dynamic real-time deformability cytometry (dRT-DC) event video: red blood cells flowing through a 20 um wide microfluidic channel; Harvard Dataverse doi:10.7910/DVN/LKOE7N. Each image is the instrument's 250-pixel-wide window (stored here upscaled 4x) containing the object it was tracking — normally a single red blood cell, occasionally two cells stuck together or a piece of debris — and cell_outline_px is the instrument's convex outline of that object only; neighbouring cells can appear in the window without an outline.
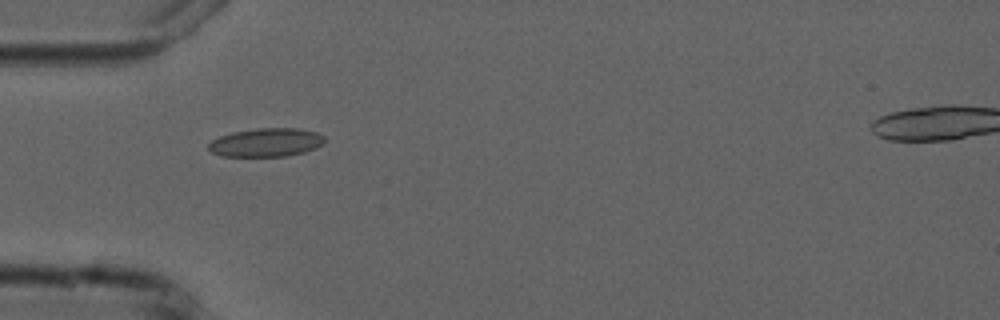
{"species": "common noctule bat (a hibernating species)", "species_latin": "Nyctalus noctula", "temperature_condition": "cold", "stored_images_in_passage": 7, "camera_frame_rate_fps": 3000, "um_per_image_px": 0.085, "animal": {"sex": "male", "forearm_length_mm": 52.5}, "frame": {"image": 1, "passage_image": 5, "time_ms": 5.0, "image_size_px": [1000, 320], "cell_outline_px": [[324, 144], [316, 148], [304, 152], [288, 156], [220, 156], [212, 152], [208, 148], [208, 144], [212, 140], [220, 136], [232, 132], [256, 128], [300, 128], [316, 132], [324, 136]], "centroid_in_image_um": [22.64, 12.1], "position_along_channel_um": 62.4, "area_um2": 19.42}}
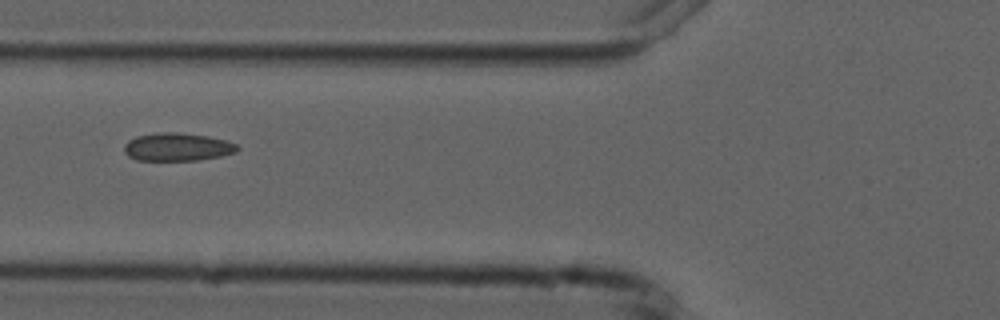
{"frame": {"image": 2, "passage_image": 6, "time_ms": 6.333, "image_size_px": [1000, 320], "cell_outline_px": [[240, 148], [236, 152], [220, 156], [196, 160], [136, 160], [128, 156], [124, 152], [124, 144], [128, 140], [136, 136], [160, 132], [176, 132], [208, 136], [224, 140], [236, 144]], "centroid_in_image_um": [15.04, 12.49], "position_along_channel_um": 110.8, "area_um2": 18.44}}
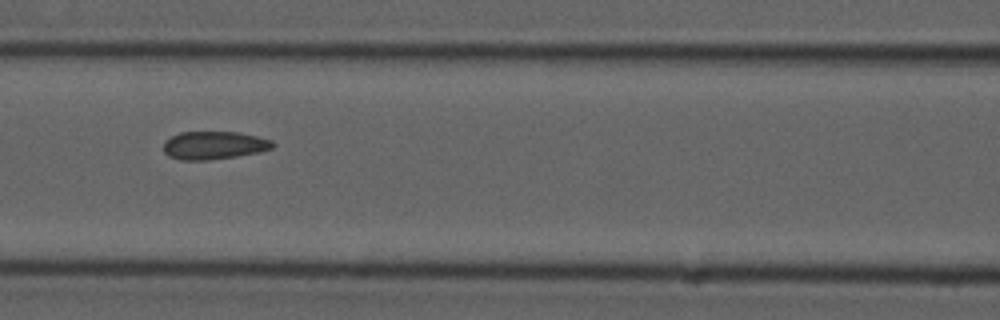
{"frame": {"image": 3, "passage_image": 7, "time_ms": 7.333, "image_size_px": [1000, 320], "cell_outline_px": [[276, 144], [272, 148], [260, 152], [236, 156], [208, 160], [180, 160], [168, 156], [164, 152], [164, 140], [180, 132], [240, 132], [272, 140]], "centroid_in_image_um": [18.19, 12.35], "position_along_channel_um": 148.4, "area_um2": 17.92}}